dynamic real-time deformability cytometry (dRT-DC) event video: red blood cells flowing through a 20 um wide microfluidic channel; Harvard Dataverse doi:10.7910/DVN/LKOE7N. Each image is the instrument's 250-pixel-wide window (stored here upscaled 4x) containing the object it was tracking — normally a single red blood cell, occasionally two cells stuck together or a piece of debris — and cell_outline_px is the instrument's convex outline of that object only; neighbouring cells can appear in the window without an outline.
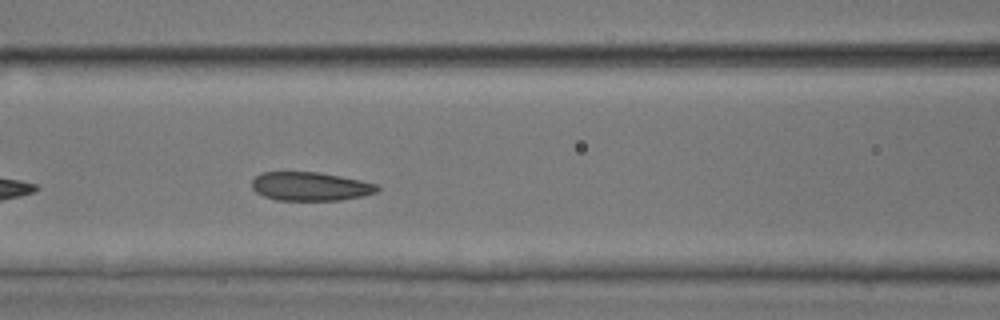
{"species": "common noctule bat (a hibernating species)", "species_latin": "Nyctalus noctula", "temperature_condition": "room temperature", "stored_images_in_passage": 13, "camera_frame_rate_fps": 3000, "um_per_image_px": 0.085, "animal": {"sex": "male", "body_mass_g": 17.9, "forearm_length_mm": 54.2}, "frame": {"image": 1, "passage_image": 8, "time_ms": 2.333, "image_size_px": [1000, 320], "cell_outline_px": [[380, 188], [376, 192], [364, 196], [340, 200], [276, 200], [264, 196], [256, 192], [252, 188], [252, 180], [260, 172], [320, 172], [360, 180], [376, 184]], "centroid_in_image_um": [26.37, 15.84], "position_along_channel_um": 140.2, "area_um2": 20.98}}